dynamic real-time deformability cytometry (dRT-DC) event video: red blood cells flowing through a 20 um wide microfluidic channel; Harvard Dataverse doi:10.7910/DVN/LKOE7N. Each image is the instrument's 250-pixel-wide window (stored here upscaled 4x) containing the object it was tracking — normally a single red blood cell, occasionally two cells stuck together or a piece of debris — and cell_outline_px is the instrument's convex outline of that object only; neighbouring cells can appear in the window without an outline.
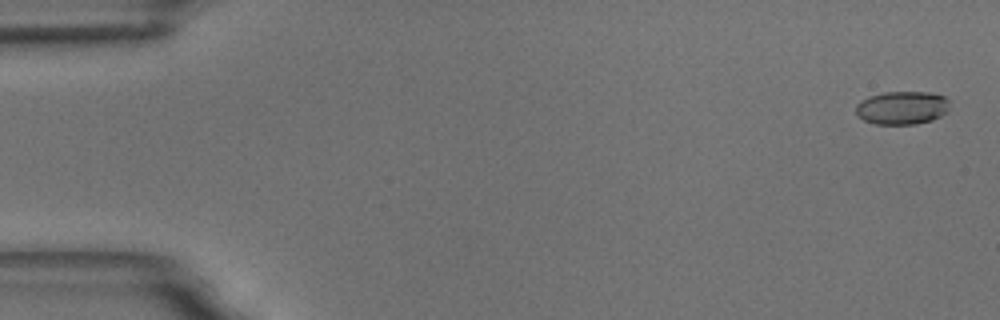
{"species": "common noctule bat (a hibernating species)", "species_latin": "Nyctalus noctula", "temperature_condition": "room temperature", "stored_images_in_passage": 4, "segment_of_instrument_passage": [2, 2], "camera_frame_rate_fps": 3000, "um_per_image_px": 0.085, "animal": {"sex": "male", "body_mass_g": 18.8}, "frame": {"image": 1, "passage_image": 4, "time_ms": 3.333, "image_size_px": [1000, 320], "cell_outline_px": [[948, 112], [932, 120], [916, 124], [876, 124], [864, 120], [856, 116], [856, 104], [860, 100], [868, 96], [884, 92], [928, 92], [944, 96], [948, 100]], "centroid_in_image_um": [76.65, 9.16], "position_along_channel_um": 8.4, "area_um2": 18.32}}